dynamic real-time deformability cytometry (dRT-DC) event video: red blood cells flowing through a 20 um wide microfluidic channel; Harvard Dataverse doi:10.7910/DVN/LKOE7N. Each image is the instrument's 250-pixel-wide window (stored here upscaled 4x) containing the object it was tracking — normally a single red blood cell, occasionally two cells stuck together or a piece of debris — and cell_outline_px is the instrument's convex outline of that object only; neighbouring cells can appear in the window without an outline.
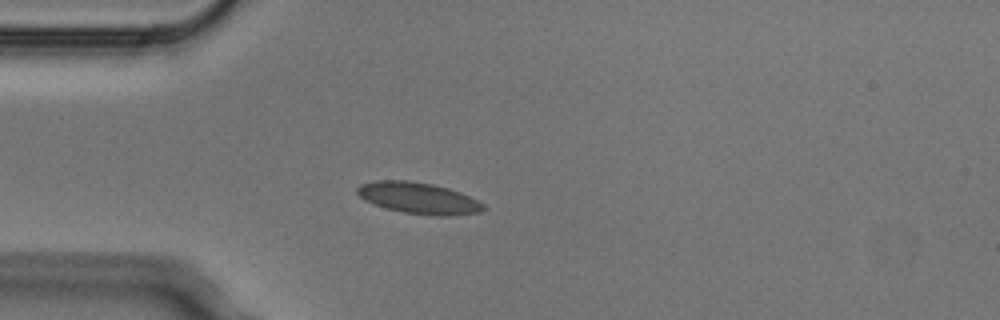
{"species": "Egyptian fruit bat (a non-hibernating species)", "species_latin": "Rousettus aegyptiacus", "temperature_condition": "cold", "stored_images_in_passage": 2, "camera_frame_rate_fps": 3000, "um_per_image_px": 0.085, "animal": {"sex": "male"}, "frame": {"image": 1, "passage_image": 1, "time_ms": 0.0, "image_size_px": [1000, 320], "cell_outline_px": [[484, 208], [480, 212], [448, 216], [432, 216], [404, 212], [388, 208], [364, 200], [356, 192], [356, 188], [360, 184], [376, 180], [408, 180], [432, 184], [448, 188], [460, 192], [484, 204]], "centroid_in_image_um": [35.56, 16.83], "position_along_channel_um": 49.4, "area_um2": 22.89}}